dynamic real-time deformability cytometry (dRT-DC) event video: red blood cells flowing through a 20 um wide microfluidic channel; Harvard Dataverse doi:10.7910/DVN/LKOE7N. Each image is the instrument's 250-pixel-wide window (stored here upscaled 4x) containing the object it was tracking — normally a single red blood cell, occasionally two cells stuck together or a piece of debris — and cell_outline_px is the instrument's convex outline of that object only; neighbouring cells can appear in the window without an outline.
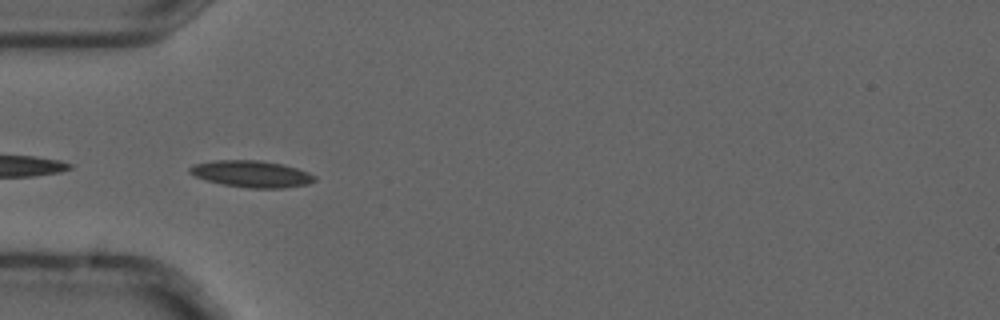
{"species": "common noctule bat (a hibernating species)", "species_latin": "Nyctalus noctula", "temperature_condition": "cold", "stored_images_in_passage": 11, "camera_frame_rate_fps": 3000, "um_per_image_px": 0.085, "animal": {"sex": "male", "forearm_length_mm": 52.5}, "frame": {"image": 1, "passage_image": 5, "time_ms": 1.333, "image_size_px": [1000, 320], "cell_outline_px": [[316, 180], [308, 184], [284, 188], [248, 188], [224, 184], [204, 180], [188, 172], [188, 168], [192, 164], [216, 160], [260, 160], [284, 164], [308, 172], [316, 176]], "centroid_in_image_um": [21.38, 14.78], "position_along_channel_um": 63.6, "area_um2": 19.54}}
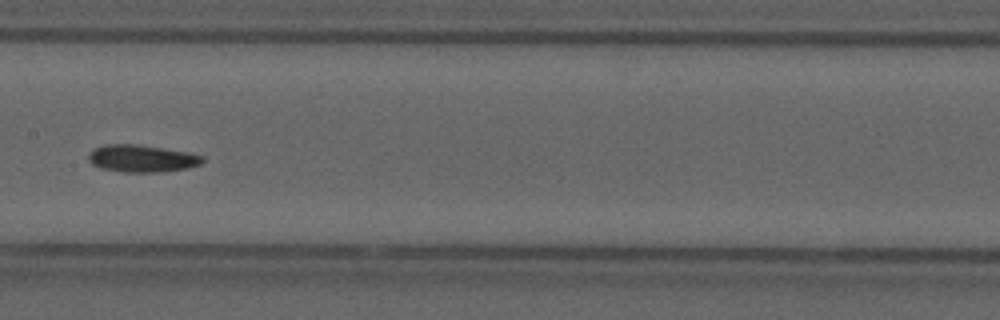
{"frame": {"image": 2, "passage_image": 8, "time_ms": 2.333, "image_size_px": [1000, 320], "cell_outline_px": [[204, 160], [200, 164], [188, 168], [156, 172], [124, 172], [100, 168], [92, 164], [88, 160], [88, 156], [96, 148], [108, 144], [136, 144], [192, 152], [204, 156]], "centroid_in_image_um": [12.1, 13.47], "position_along_channel_um": 195.3, "area_um2": 18.09}}
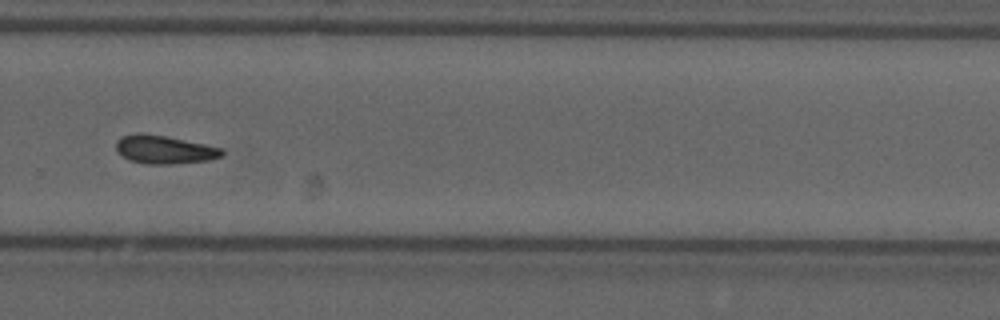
{"frame": {"image": 3, "passage_image": 11, "time_ms": 3.333, "image_size_px": [1000, 320], "cell_outline_px": [[224, 152], [220, 156], [208, 160], [172, 164], [144, 164], [128, 160], [116, 148], [116, 140], [120, 136], [136, 132], [140, 132], [164, 136], [224, 148]], "centroid_in_image_um": [13.93, 12.71], "position_along_channel_um": 315.9, "area_um2": 17.46}}